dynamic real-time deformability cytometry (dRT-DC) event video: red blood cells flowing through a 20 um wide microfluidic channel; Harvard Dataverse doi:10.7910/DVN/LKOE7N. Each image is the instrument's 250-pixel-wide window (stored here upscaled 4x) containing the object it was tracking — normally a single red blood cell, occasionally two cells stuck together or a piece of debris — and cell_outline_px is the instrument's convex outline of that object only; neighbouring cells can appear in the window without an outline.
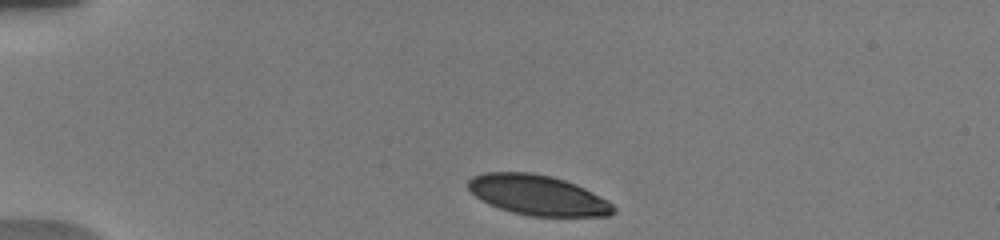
{"species": "human", "species_latin": "Homo sapiens", "temperature_condition": "warm", "stored_images_in_passage": 4, "camera_frame_rate_fps": 3000, "um_per_image_px": 0.085, "donor": {"sex": "male"}, "frame": {"image": 1, "passage_image": 1, "time_ms": 0.0, "image_size_px": [1000, 240], "cell_outline_px": [[616, 212], [608, 216], [532, 216], [512, 212], [488, 204], [476, 196], [468, 188], [468, 180], [472, 176], [484, 172], [532, 172], [552, 176], [576, 184], [608, 200], [616, 208]], "centroid_in_image_um": [45.72, 16.58], "position_along_channel_um": 39.3, "area_um2": 33.99}}
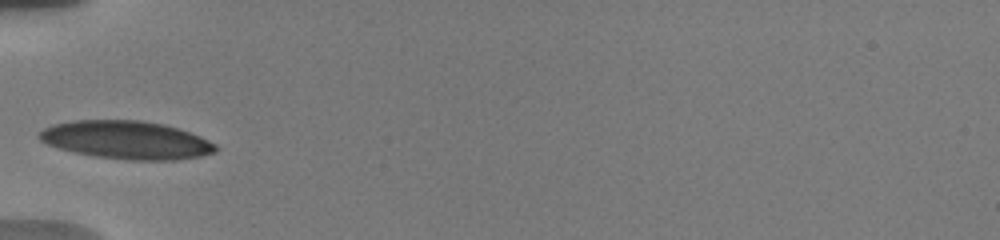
{"frame": {"image": 2, "passage_image": 3, "time_ms": 2.333, "image_size_px": [1000, 240], "cell_outline_px": [[216, 152], [200, 156], [176, 160], [132, 160], [96, 156], [76, 152], [60, 148], [48, 144], [40, 140], [36, 136], [44, 128], [52, 124], [72, 120], [140, 120], [164, 124], [200, 136], [216, 144]], "centroid_in_image_um": [10.74, 11.89], "position_along_channel_um": 74.3, "area_um2": 38.96}}
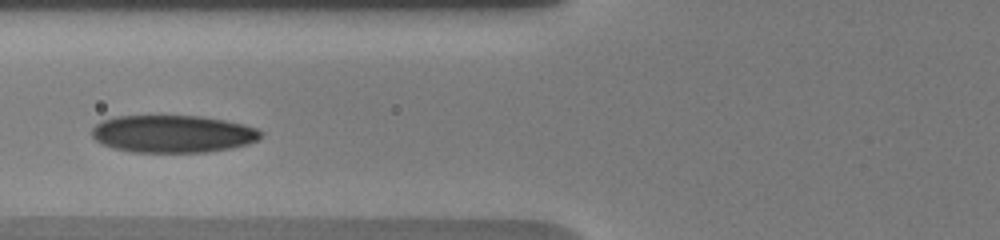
{"frame": {"image": 3, "passage_image": 4, "time_ms": 3.333, "image_size_px": [1000, 240], "cell_outline_px": [[264, 136], [248, 144], [232, 148], [208, 152], [132, 152], [112, 148], [96, 140], [92, 136], [92, 128], [100, 120], [116, 116], [200, 116], [224, 120], [244, 124], [256, 128], [264, 132]], "centroid_in_image_um": [14.71, 11.38], "position_along_channel_um": 111.1, "area_um2": 37.11}}